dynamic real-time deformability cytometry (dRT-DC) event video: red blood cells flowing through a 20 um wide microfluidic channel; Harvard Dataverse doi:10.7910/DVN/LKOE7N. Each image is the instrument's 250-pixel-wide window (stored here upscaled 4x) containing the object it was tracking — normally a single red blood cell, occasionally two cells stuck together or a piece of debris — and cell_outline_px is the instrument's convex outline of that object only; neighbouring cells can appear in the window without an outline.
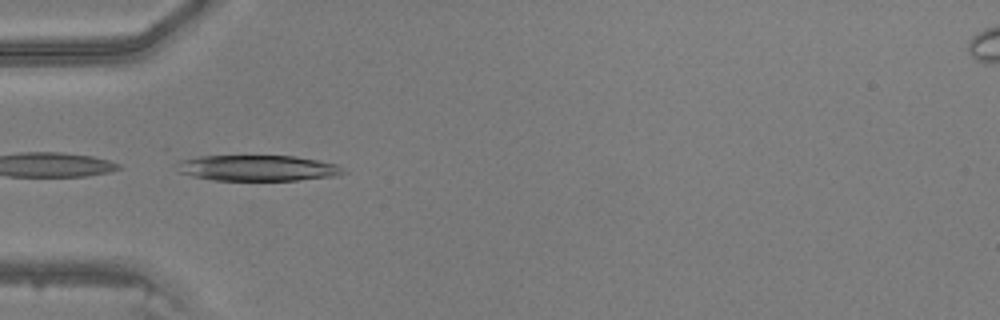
{"species": "common noctule bat (a hibernating species)", "species_latin": "Nyctalus noctula", "temperature_condition": "warm", "stored_images_in_passage": 20, "camera_frame_rate_fps": 3000, "um_per_image_px": 0.085, "animal": {"sex": "male", "body_mass_g": 20.5, "forearm_length_mm": 52.5}, "frame": {"image": 1, "passage_image": 1, "time_ms": 0.0, "image_size_px": [1000, 320], "cell_outline_px": [[348, 172], [336, 176], [296, 180], [212, 180], [180, 172], [180, 160], [200, 156], [296, 156], [320, 160], [336, 164]], "centroid_in_image_um": [22.0, 14.28], "position_along_channel_um": 63.0, "area_um2": 24.74}}
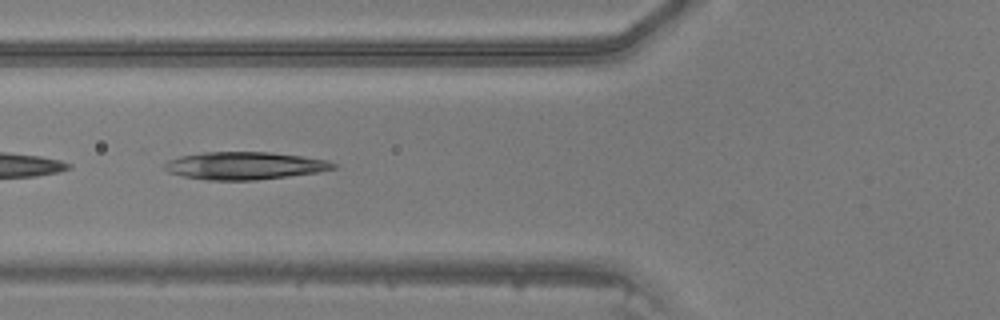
{"frame": {"image": 2, "passage_image": 4, "time_ms": 1.0, "image_size_px": [1000, 320], "cell_outline_px": [[336, 168], [316, 172], [288, 176], [256, 180], [208, 180], [184, 176], [168, 172], [164, 168], [164, 164], [168, 160], [180, 156], [204, 152], [268, 152], [304, 156], [328, 160], [336, 164]], "centroid_in_image_um": [20.79, 14.08], "position_along_channel_um": 105.0, "area_um2": 27.05}}